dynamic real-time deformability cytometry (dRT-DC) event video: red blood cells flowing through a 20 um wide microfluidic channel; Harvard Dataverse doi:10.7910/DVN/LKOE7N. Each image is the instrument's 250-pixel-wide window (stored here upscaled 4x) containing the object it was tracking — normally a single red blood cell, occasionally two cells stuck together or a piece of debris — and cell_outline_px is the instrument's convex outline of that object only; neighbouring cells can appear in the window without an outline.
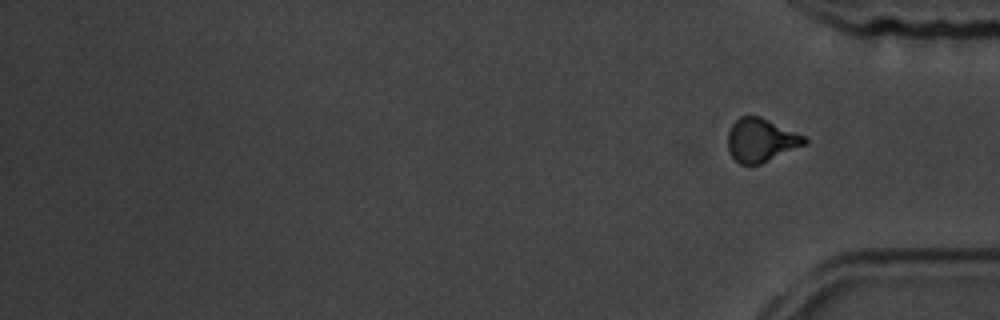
{"species": "common noctule bat (a hibernating species)", "species_latin": "Nyctalus noctula", "temperature_condition": "room temperature", "stored_images_in_passage": 16, "segment_of_instrument_passage": [2, 2], "camera_frame_rate_fps": 3000, "um_per_image_px": 0.085, "animal": {"sex": "male", "body_mass_g": 19.5, "forearm_length_mm": 54.6}, "frame": {"image": 1, "passage_image": 16, "time_ms": 19.0, "image_size_px": [1000, 320], "cell_outline_px": [[808, 144], [760, 164], [740, 164], [728, 152], [728, 132], [732, 124], [740, 116], [760, 116], [804, 136], [808, 140]], "centroid_in_image_um": [64.68, 11.92], "position_along_channel_um": 370.5, "area_um2": 19.36}}